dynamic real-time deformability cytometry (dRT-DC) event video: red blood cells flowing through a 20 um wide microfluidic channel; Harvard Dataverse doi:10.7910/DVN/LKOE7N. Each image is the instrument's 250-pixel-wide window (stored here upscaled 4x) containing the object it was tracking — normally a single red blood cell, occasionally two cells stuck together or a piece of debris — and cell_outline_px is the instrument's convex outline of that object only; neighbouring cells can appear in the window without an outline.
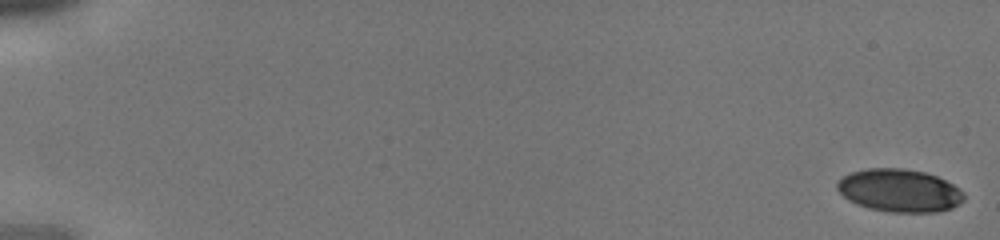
{"species": "human", "species_latin": "Homo sapiens", "temperature_condition": "cold", "stored_images_in_passage": 43, "camera_frame_rate_fps": 3000, "um_per_image_px": 0.085, "donor": {"sex": "male"}, "frame": {"image": 1, "passage_image": 1, "time_ms": 0.0, "image_size_px": [1000, 240], "cell_outline_px": [[964, 200], [952, 208], [936, 212], [892, 212], [868, 208], [856, 204], [848, 200], [836, 188], [836, 180], [852, 172], [868, 168], [904, 168], [924, 172], [936, 176], [960, 188], [964, 192]], "centroid_in_image_um": [76.44, 16.19], "position_along_channel_um": 8.6, "area_um2": 31.73}}
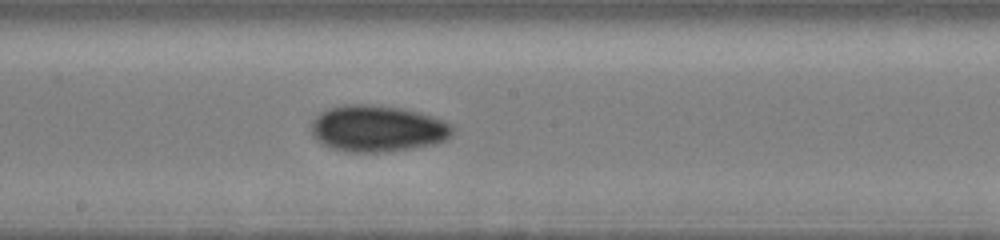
{"frame": {"image": 2, "passage_image": 25, "time_ms": 8.0, "image_size_px": [1000, 240], "cell_outline_px": [[452, 136], [436, 144], [412, 148], [380, 152], [348, 152], [332, 148], [316, 140], [312, 136], [312, 120], [320, 112], [328, 108], [344, 104], [368, 104], [404, 108], [420, 112], [444, 120], [452, 124]], "centroid_in_image_um": [32.09, 10.92], "position_along_channel_um": 216.1, "area_um2": 38.49}}
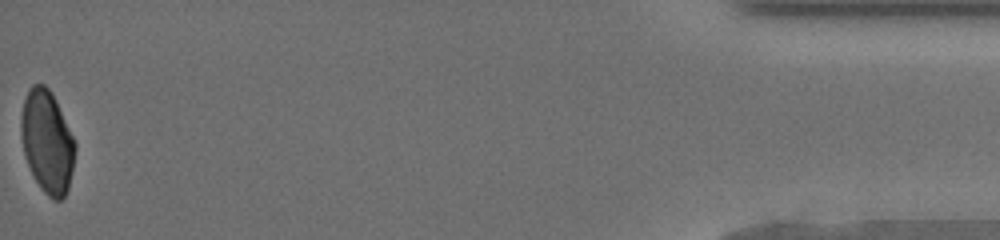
{"frame": {"image": 3, "passage_image": 43, "time_ms": 14.0, "image_size_px": [1000, 240], "cell_outline_px": [[76, 148], [68, 188], [64, 196], [60, 200], [52, 200], [40, 188], [24, 156], [20, 136], [20, 116], [24, 100], [28, 88], [32, 84], [44, 84], [52, 92], [76, 144]], "centroid_in_image_um": [3.98, 12.02], "position_along_channel_um": 431.2, "area_um2": 32.31}}